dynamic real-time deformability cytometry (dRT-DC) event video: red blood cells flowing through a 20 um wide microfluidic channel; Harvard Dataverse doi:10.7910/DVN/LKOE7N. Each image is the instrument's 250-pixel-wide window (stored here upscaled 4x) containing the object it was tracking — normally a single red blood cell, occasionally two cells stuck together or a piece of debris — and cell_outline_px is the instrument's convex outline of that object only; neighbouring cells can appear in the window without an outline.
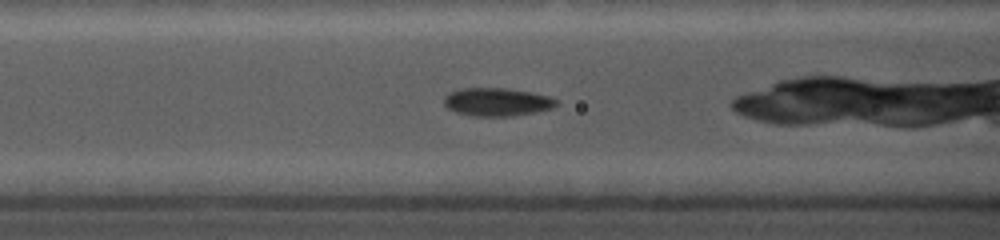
{"species": "common noctule bat (a hibernating species)", "species_latin": "Nyctalus noctula", "temperature_condition": "cold", "stored_images_in_passage": 4, "camera_frame_rate_fps": 5000, "um_per_image_px": 0.085, "animal": {"sex": "female", "body_mass_g": 19.0, "forearm_length_mm": 56.7}, "frame": {"image": 1, "passage_image": 4, "time_ms": 1.2, "image_size_px": [1000, 240], "cell_outline_px": [[560, 100], [552, 108], [536, 112], [512, 116], [472, 116], [456, 112], [448, 108], [444, 104], [444, 96], [448, 92], [460, 88], [508, 88], [532, 92], [548, 96]], "centroid_in_image_um": [42.24, 8.66], "position_along_channel_um": 124.4, "area_um2": 18.61}}